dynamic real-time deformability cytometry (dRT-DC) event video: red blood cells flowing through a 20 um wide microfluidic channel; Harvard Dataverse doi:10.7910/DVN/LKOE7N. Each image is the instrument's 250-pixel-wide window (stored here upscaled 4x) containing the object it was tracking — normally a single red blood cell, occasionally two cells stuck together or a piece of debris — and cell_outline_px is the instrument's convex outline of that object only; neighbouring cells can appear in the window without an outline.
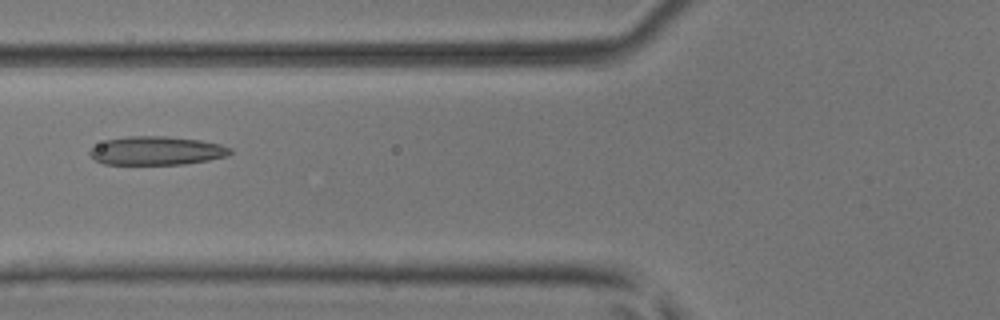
{"species": "common noctule bat (a hibernating species)", "species_latin": "Nyctalus noctula", "temperature_condition": "room temperature", "stored_images_in_passage": 6, "camera_frame_rate_fps": 3000, "um_per_image_px": 0.085, "animal": {"sex": "male", "body_mass_g": 17.9, "forearm_length_mm": 54.2}, "frame": {"image": 1, "passage_image": 6, "time_ms": 1.667, "image_size_px": [1000, 320], "cell_outline_px": [[232, 152], [228, 156], [208, 160], [184, 164], [104, 164], [96, 160], [88, 152], [92, 148], [108, 140], [128, 136], [164, 136], [200, 140], [220, 144], [232, 148]], "centroid_in_image_um": [13.36, 12.81], "position_along_channel_um": 112.4, "area_um2": 23.18}}